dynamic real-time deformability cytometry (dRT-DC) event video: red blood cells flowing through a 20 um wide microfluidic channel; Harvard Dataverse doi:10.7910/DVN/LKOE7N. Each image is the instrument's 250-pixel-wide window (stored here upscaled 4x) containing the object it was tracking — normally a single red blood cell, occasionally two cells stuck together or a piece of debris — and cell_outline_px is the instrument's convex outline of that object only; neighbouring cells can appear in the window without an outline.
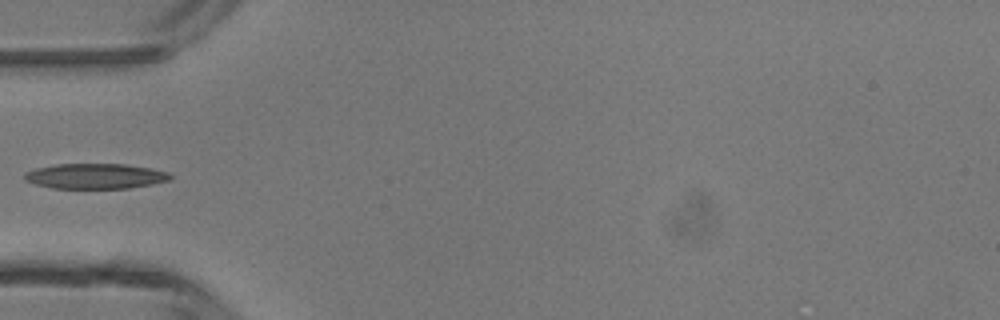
{"species": "common noctule bat (a hibernating species)", "species_latin": "Nyctalus noctula", "temperature_condition": "room temperature", "stored_images_in_passage": 5, "camera_frame_rate_fps": 3000, "um_per_image_px": 0.085, "animal": {"sex": "male", "body_mass_g": 13.3}, "frame": {"image": 1, "passage_image": 5, "time_ms": 4.667, "image_size_px": [1000, 320], "cell_outline_px": [[172, 176], [168, 180], [152, 184], [128, 188], [52, 188], [36, 184], [24, 180], [24, 172], [36, 168], [56, 164], [124, 164], [152, 168], [168, 172]], "centroid_in_image_um": [8.08, 14.96], "position_along_channel_um": 76.9, "area_um2": 21.39}}